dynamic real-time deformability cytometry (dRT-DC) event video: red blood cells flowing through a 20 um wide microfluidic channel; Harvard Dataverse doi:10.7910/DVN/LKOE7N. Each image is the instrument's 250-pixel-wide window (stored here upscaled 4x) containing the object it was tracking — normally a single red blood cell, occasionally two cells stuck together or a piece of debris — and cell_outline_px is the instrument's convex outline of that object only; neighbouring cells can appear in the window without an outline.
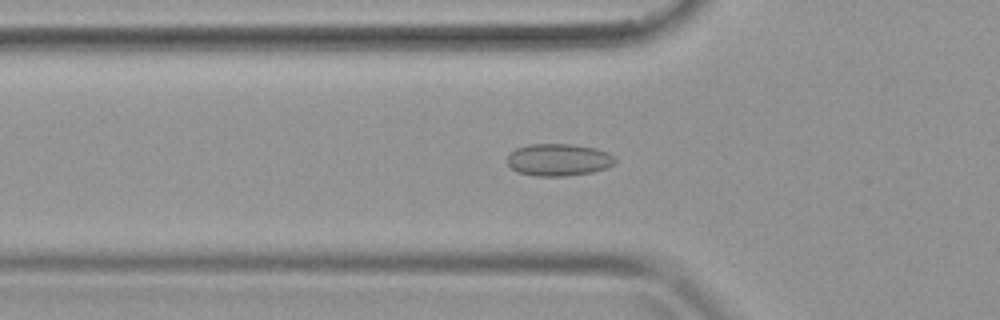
{"species": "common noctule bat (a hibernating species)", "species_latin": "Nyctalus noctula", "temperature_condition": "warm", "stored_images_in_passage": 39, "camera_frame_rate_fps": 3000, "um_per_image_px": 0.085, "animal": {"sex": "female", "body_mass_g": 19.9}, "frame": {"image": 1, "passage_image": 13, "time_ms": 4.0, "image_size_px": [1000, 320], "cell_outline_px": [[616, 160], [608, 168], [592, 172], [564, 176], [536, 176], [516, 172], [508, 164], [508, 156], [516, 148], [528, 144], [572, 144], [596, 148], [608, 152]], "centroid_in_image_um": [47.48, 13.58], "position_along_channel_um": 78.3, "area_um2": 20.23}}
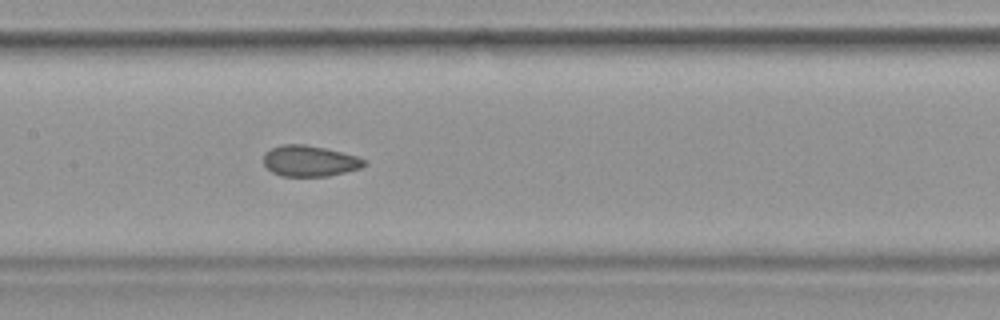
{"frame": {"image": 2, "passage_image": 19, "time_ms": 6.0, "image_size_px": [1000, 320], "cell_outline_px": [[368, 164], [360, 168], [328, 176], [280, 176], [272, 172], [264, 164], [264, 152], [280, 144], [304, 144], [324, 148], [356, 156], [368, 160]], "centroid_in_image_um": [26.32, 13.68], "position_along_channel_um": 181.1, "area_um2": 18.15}}
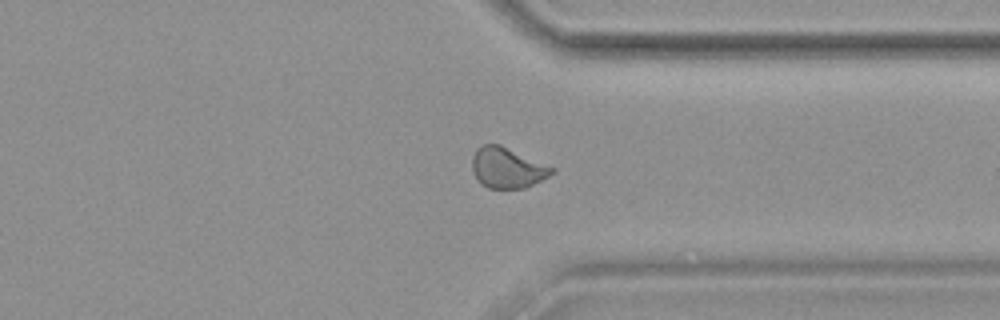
{"frame": {"image": 3, "passage_image": 30, "time_ms": 9.667, "image_size_px": [1000, 320], "cell_outline_px": [[556, 172], [524, 188], [488, 188], [480, 184], [472, 168], [472, 156], [476, 148], [480, 144], [500, 144], [556, 168]], "centroid_in_image_um": [43.11, 14.24], "position_along_channel_um": 368.3, "area_um2": 18.9}}